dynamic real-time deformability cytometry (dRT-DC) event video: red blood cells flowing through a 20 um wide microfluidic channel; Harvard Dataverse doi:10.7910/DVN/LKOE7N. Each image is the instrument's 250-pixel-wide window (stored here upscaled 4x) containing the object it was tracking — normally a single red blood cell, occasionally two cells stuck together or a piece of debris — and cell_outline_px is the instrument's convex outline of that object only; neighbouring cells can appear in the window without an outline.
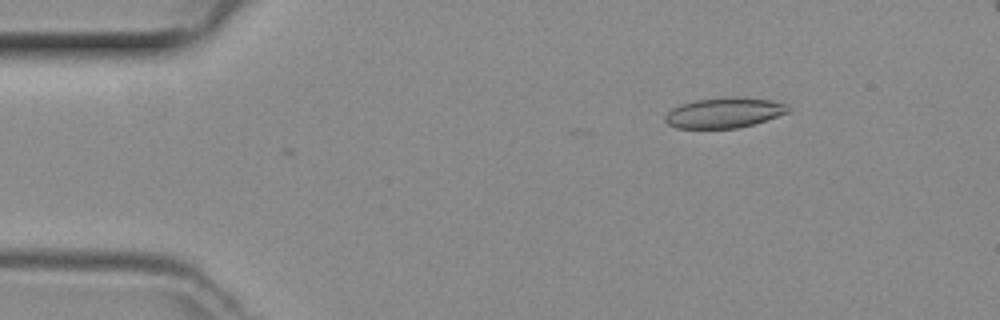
{"species": "common noctule bat (a hibernating species)", "species_latin": "Nyctalus noctula", "temperature_condition": "room temperature", "stored_images_in_passage": 33, "camera_frame_rate_fps": 3000, "um_per_image_px": 0.085, "animal": {"sex": "female", "body_mass_g": 29.2, "forearm_length_mm": 56.3}, "frame": {"image": 1, "passage_image": 1, "time_ms": 0.0, "image_size_px": [1000, 320], "cell_outline_px": [[792, 112], [752, 124], [736, 128], [676, 128], [668, 124], [664, 120], [664, 116], [672, 108], [680, 104], [696, 100], [728, 96], [744, 96], [768, 100], [788, 104], [792, 108]], "centroid_in_image_um": [61.59, 9.56], "position_along_channel_um": 23.4, "area_um2": 22.02}}
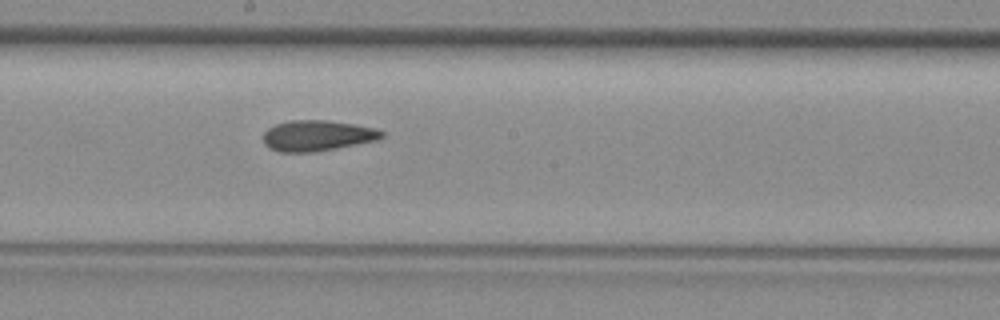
{"frame": {"image": 2, "passage_image": 20, "time_ms": 6.333, "image_size_px": [1000, 320], "cell_outline_px": [[384, 136], [376, 140], [316, 152], [280, 152], [268, 148], [264, 144], [264, 132], [268, 128], [276, 124], [288, 120], [328, 120], [376, 128], [384, 132]], "centroid_in_image_um": [26.94, 11.53], "position_along_channel_um": 221.3, "area_um2": 21.21}}
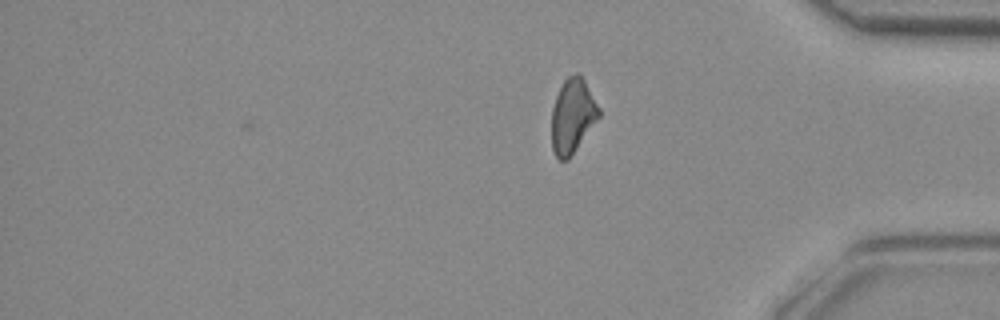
{"frame": {"image": 3, "passage_image": 33, "time_ms": 10.667, "image_size_px": [1000, 320], "cell_outline_px": [[600, 116], [568, 160], [560, 160], [556, 156], [552, 148], [552, 108], [556, 96], [564, 80], [568, 76], [576, 72], [584, 80], [600, 108]], "centroid_in_image_um": [48.66, 9.85], "position_along_channel_um": 386.5, "area_um2": 20.29}}